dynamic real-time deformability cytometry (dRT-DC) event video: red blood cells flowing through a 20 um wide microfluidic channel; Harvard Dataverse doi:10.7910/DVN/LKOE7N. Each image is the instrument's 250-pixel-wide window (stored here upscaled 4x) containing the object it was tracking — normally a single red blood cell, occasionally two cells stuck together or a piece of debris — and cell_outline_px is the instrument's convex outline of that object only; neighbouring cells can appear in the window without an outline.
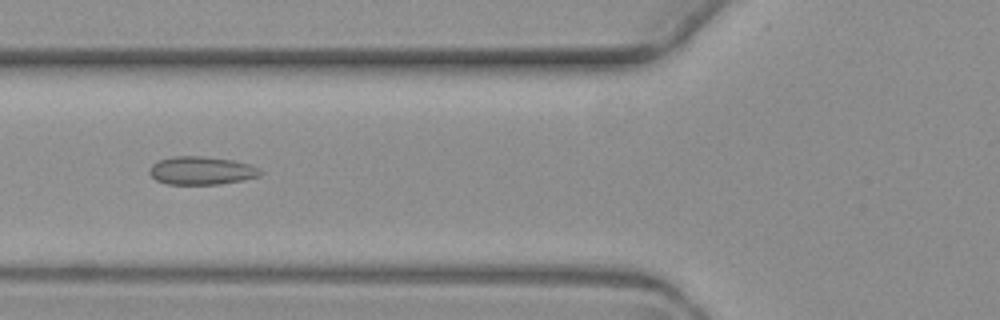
{"species": "common noctule bat (a hibernating species)", "species_latin": "Nyctalus noctula", "temperature_condition": "warm", "stored_images_in_passage": 8, "camera_frame_rate_fps": 3000, "um_per_image_px": 0.085, "animal": {"sex": "female", "body_mass_g": 19.3, "forearm_length_mm": 54.1}, "frame": {"image": 1, "passage_image": 5, "time_ms": 5.667, "image_size_px": [1000, 320], "cell_outline_px": [[264, 172], [260, 176], [244, 180], [220, 184], [168, 184], [156, 180], [148, 172], [152, 164], [160, 160], [176, 156], [200, 156], [232, 160], [248, 164], [260, 168]], "centroid_in_image_um": [17.16, 14.51], "position_along_channel_um": 108.6, "area_um2": 18.15}}
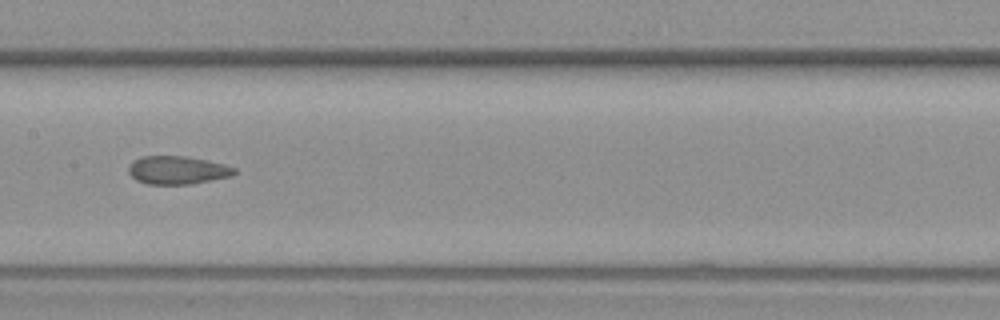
{"frame": {"image": 2, "passage_image": 7, "time_ms": 8.0, "image_size_px": [1000, 320], "cell_outline_px": [[236, 172], [232, 176], [192, 184], [148, 184], [136, 180], [128, 172], [128, 168], [132, 160], [140, 156], [184, 156], [224, 164], [236, 168]], "centroid_in_image_um": [15.06, 14.46], "position_along_channel_um": 192.3, "area_um2": 17.4}}
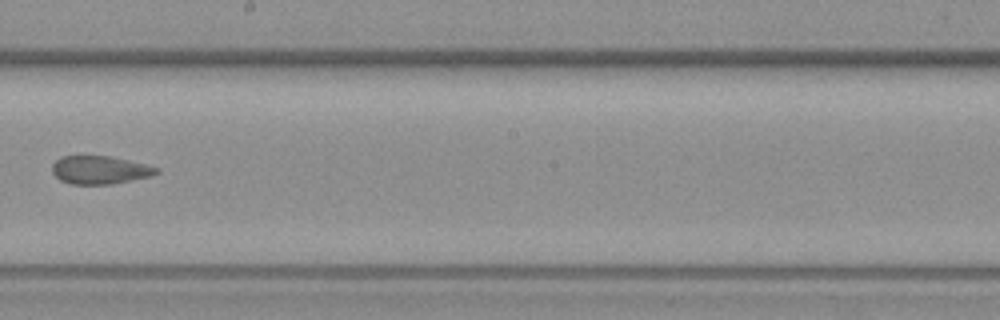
{"frame": {"image": 3, "passage_image": 8, "time_ms": 9.333, "image_size_px": [1000, 320], "cell_outline_px": [[160, 172], [152, 176], [112, 184], [68, 184], [60, 180], [52, 172], [52, 164], [60, 156], [108, 156], [128, 160], [160, 168]], "centroid_in_image_um": [8.48, 14.45], "position_along_channel_um": 239.7, "area_um2": 17.17}}